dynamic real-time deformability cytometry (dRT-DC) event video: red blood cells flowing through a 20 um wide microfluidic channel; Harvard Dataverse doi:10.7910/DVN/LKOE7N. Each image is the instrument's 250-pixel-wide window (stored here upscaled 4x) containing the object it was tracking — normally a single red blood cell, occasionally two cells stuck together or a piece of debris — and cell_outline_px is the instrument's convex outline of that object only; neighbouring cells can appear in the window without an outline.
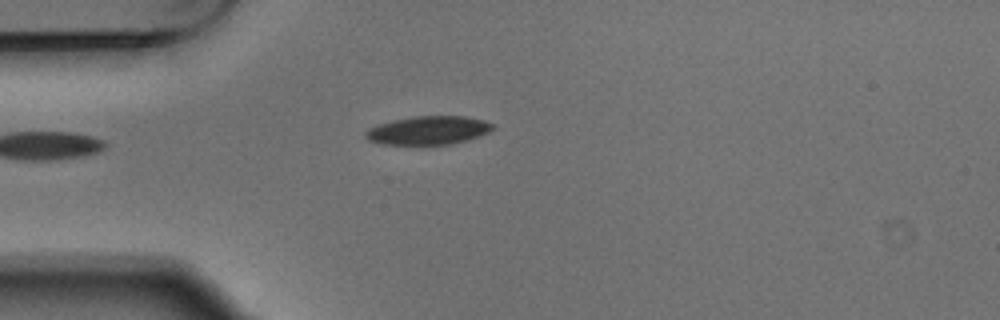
{"species": "Egyptian fruit bat (a non-hibernating species)", "species_latin": "Rousettus aegyptiacus", "temperature_condition": "warm", "stored_images_in_passage": 3, "camera_frame_rate_fps": 3000, "um_per_image_px": 0.085, "animal": {"sex": "male"}, "frame": {"image": 1, "passage_image": 2, "time_ms": 0.333, "image_size_px": [1000, 320], "cell_outline_px": [[496, 124], [488, 132], [480, 136], [468, 140], [452, 144], [384, 144], [368, 140], [364, 136], [364, 132], [368, 128], [392, 120], [412, 116], [468, 116], [484, 120]], "centroid_in_image_um": [36.42, 11.07], "position_along_channel_um": 48.6, "area_um2": 21.21}}